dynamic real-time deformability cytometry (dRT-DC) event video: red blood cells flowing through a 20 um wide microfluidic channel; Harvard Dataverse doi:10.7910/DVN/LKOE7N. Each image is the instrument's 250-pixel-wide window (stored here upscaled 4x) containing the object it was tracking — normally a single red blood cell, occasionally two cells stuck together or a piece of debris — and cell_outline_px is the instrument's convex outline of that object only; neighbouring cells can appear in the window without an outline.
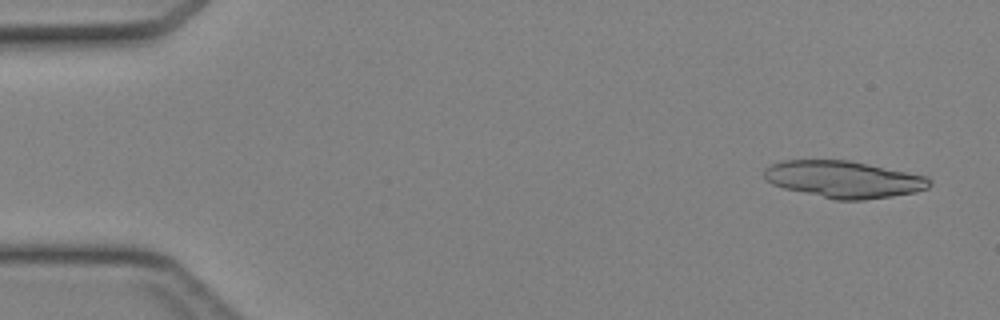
{"species": "Egyptian fruit bat (a non-hibernating species)", "species_latin": "Rousettus aegyptiacus", "temperature_condition": "cold", "stored_images_in_passage": 44, "segment_of_instrument_passage": [1, 2], "camera_frame_rate_fps": 3000, "um_per_image_px": 0.085, "animal": {"sex": "female"}, "frame": {"image": 1, "passage_image": 1, "time_ms": 0.0, "image_size_px": [1000, 320], "cell_outline_px": [[932, 184], [928, 188], [916, 192], [892, 196], [864, 200], [836, 200], [784, 188], [772, 184], [764, 180], [764, 168], [772, 164], [784, 160], [848, 160], [928, 176], [932, 180]], "centroid_in_image_um": [71.73, 15.24], "position_along_channel_um": 13.3, "area_um2": 35.66}}